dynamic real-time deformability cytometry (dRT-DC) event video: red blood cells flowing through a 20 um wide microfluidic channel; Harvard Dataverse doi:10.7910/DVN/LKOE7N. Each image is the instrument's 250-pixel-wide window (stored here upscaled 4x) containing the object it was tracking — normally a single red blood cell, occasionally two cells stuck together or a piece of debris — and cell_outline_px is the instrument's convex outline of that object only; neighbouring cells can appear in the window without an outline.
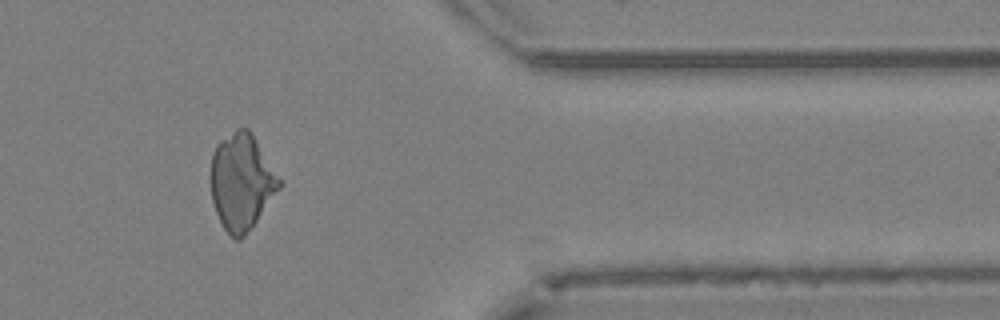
{"species": "Egyptian fruit bat (a non-hibernating species)", "species_latin": "Rousettus aegyptiacus", "temperature_condition": "cold", "stored_images_in_passage": 44, "camera_frame_rate_fps": 3000, "um_per_image_px": 0.085, "animal": {"sex": "female"}, "frame": {"image": 1, "passage_image": 37, "time_ms": 12.0, "image_size_px": [1000, 320], "cell_outline_px": [[284, 184], [244, 236], [240, 240], [236, 240], [224, 228], [216, 212], [212, 200], [212, 152], [216, 144], [220, 140], [236, 128], [248, 128]], "centroid_in_image_um": [20.54, 15.44], "position_along_channel_um": 390.9, "area_um2": 37.92}}